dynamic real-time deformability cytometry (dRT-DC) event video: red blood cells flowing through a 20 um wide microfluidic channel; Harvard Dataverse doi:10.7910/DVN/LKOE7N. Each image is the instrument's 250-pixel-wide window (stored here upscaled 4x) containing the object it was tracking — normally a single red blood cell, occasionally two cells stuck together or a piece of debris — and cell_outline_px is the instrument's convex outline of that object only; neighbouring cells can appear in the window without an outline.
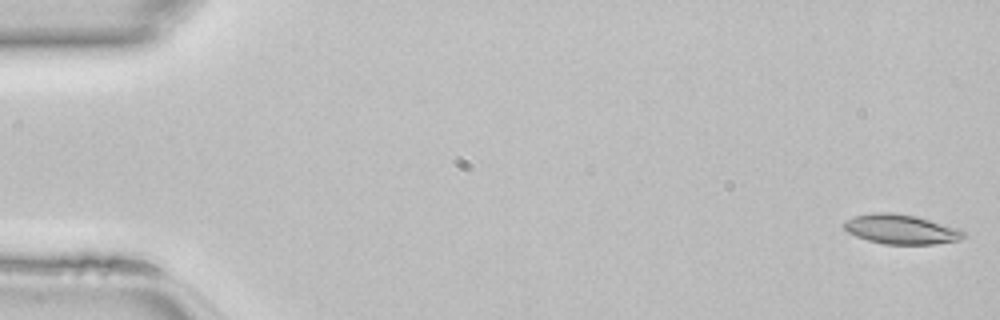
{"species": "common noctule bat (a hibernating species)", "species_latin": "Nyctalus noctula", "temperature_condition": "room temperature", "stored_images_in_passage": 47, "camera_frame_rate_fps": 3000, "um_per_image_px": 0.085, "animal": {"sex": "female", "body_mass_g": 22.7, "forearm_length_mm": 54.2}, "frame": {"image": 1, "passage_image": 1, "time_ms": 0.0, "image_size_px": [1000, 320], "cell_outline_px": [[968, 236], [960, 240], [932, 244], [884, 244], [868, 240], [856, 236], [848, 232], [844, 228], [844, 220], [856, 216], [872, 212], [892, 212], [916, 216], [960, 228]], "centroid_in_image_um": [76.62, 19.48], "position_along_channel_um": 8.4, "area_um2": 20.75}}
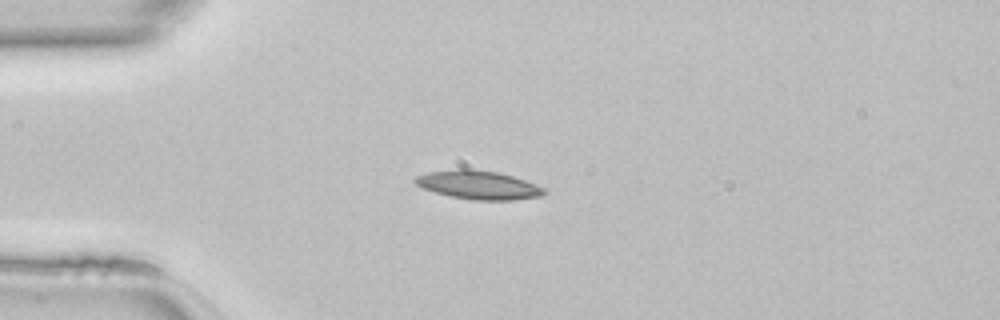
{"frame": {"image": 2, "passage_image": 12, "time_ms": 3.667, "image_size_px": [1000, 320], "cell_outline_px": [[548, 192], [540, 196], [512, 200], [472, 200], [452, 196], [436, 192], [424, 188], [416, 184], [412, 180], [416, 176], [428, 172], [456, 168], [468, 168], [500, 172], [524, 180], [544, 188]], "centroid_in_image_um": [40.65, 15.7], "position_along_channel_um": 44.3, "area_um2": 21.5}}
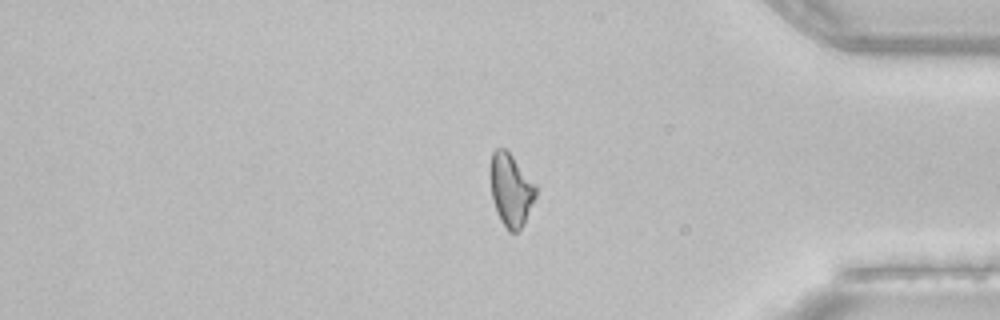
{"frame": {"image": 3, "passage_image": 39, "time_ms": 12.667, "image_size_px": [1000, 320], "cell_outline_px": [[536, 196], [524, 224], [516, 232], [508, 232], [500, 220], [496, 212], [492, 200], [488, 176], [488, 168], [492, 152], [496, 148], [504, 148], [512, 156], [536, 188]], "centroid_in_image_um": [43.35, 16.15], "position_along_channel_um": 391.9, "area_um2": 19.36}}